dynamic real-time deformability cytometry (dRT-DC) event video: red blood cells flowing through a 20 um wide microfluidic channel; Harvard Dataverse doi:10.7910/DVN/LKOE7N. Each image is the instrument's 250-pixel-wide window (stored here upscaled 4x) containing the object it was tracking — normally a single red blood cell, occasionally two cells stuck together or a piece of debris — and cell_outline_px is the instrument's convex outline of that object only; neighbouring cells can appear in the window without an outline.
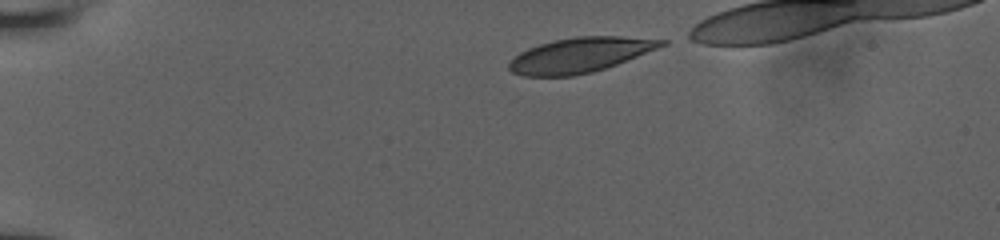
{"species": "human", "species_latin": "Homo sapiens", "temperature_condition": "room temperature", "stored_images_in_passage": 12, "camera_frame_rate_fps": 3000, "um_per_image_px": 0.085, "donor": {"sex": "male"}, "frame": {"image": 1, "passage_image": 1, "time_ms": 0.0, "image_size_px": [1000, 240], "cell_outline_px": [[668, 44], [616, 64], [592, 72], [572, 76], [524, 76], [512, 72], [508, 68], [508, 64], [520, 52], [528, 48], [540, 44], [556, 40], [576, 36], [620, 36], [668, 40]], "centroid_in_image_um": [49.3, 4.67], "position_along_channel_um": 35.7, "area_um2": 30.69}}
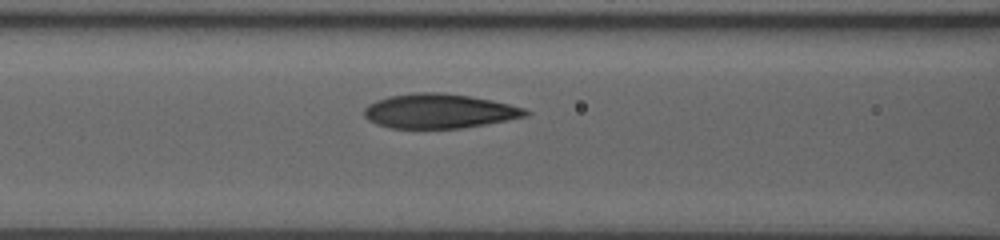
{"frame": {"image": 2, "passage_image": 8, "time_ms": 4.333, "image_size_px": [1000, 240], "cell_outline_px": [[532, 112], [528, 116], [508, 120], [460, 128], [388, 128], [376, 124], [368, 120], [364, 116], [364, 108], [368, 104], [376, 100], [388, 96], [416, 92], [440, 92], [468, 96], [492, 100], [524, 108]], "centroid_in_image_um": [37.31, 9.44], "position_along_channel_um": 129.3, "area_um2": 32.48}}
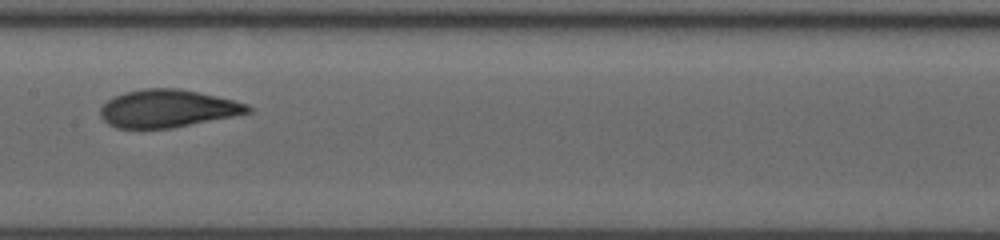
{"frame": {"image": 3, "passage_image": 11, "time_ms": 6.0, "image_size_px": [1000, 240], "cell_outline_px": [[252, 112], [172, 128], [116, 128], [108, 124], [100, 116], [100, 108], [112, 96], [124, 92], [144, 88], [180, 88], [216, 96], [248, 104], [252, 108]], "centroid_in_image_um": [14.21, 9.22], "position_along_channel_um": 193.2, "area_um2": 32.37}}